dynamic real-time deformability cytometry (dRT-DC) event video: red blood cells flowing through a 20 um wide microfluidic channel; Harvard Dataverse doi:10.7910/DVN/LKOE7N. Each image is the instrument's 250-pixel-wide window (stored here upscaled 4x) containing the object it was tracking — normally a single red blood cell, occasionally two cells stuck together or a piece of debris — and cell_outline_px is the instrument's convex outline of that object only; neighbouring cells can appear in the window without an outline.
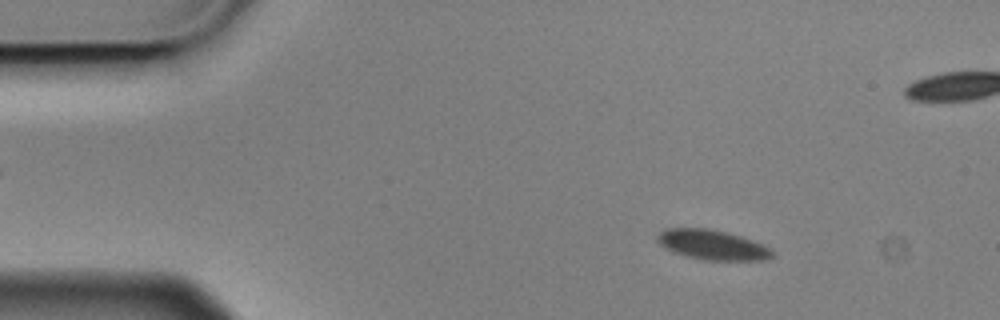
{"species": "Egyptian fruit bat (a non-hibernating species)", "species_latin": "Rousettus aegyptiacus", "temperature_condition": "cold", "stored_images_in_passage": 5, "camera_frame_rate_fps": 3000, "um_per_image_px": 0.085, "animal": {"sex": "male"}, "frame": {"image": 1, "passage_image": 2, "time_ms": 0.333, "image_size_px": [1000, 320], "cell_outline_px": [[776, 256], [768, 260], [704, 260], [672, 252], [664, 248], [656, 240], [656, 236], [664, 228], [708, 228], [740, 236], [764, 244], [772, 248], [776, 252]], "centroid_in_image_um": [60.59, 20.82], "position_along_channel_um": 24.4, "area_um2": 20.29}}